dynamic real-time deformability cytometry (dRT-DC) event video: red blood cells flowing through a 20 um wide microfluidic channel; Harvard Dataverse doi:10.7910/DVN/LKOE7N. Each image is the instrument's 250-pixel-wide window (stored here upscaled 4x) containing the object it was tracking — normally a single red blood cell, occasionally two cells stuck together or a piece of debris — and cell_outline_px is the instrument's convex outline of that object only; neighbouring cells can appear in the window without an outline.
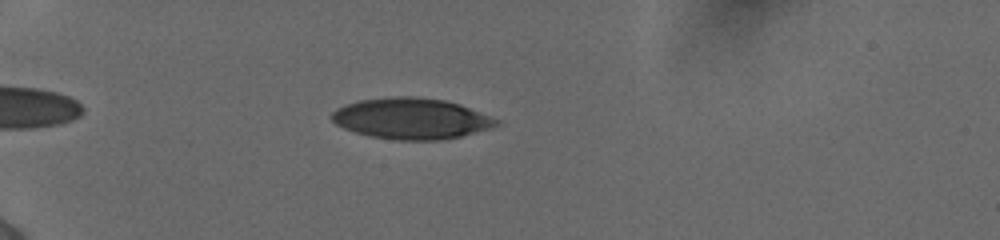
{"species": "human", "species_latin": "Homo sapiens", "temperature_condition": "cold", "stored_images_in_passage": 41, "camera_frame_rate_fps": 3000, "um_per_image_px": 0.085, "donor": {"sex": "female"}, "frame": {"image": 1, "passage_image": 8, "time_ms": 2.333, "image_size_px": [1000, 240], "cell_outline_px": [[500, 124], [488, 128], [460, 136], [440, 140], [396, 140], [368, 136], [344, 128], [336, 124], [328, 116], [336, 108], [360, 100], [396, 96], [412, 96], [444, 100], [460, 104], [500, 120]], "centroid_in_image_um": [34.93, 10.08], "position_along_channel_um": 50.1, "area_um2": 39.19}}
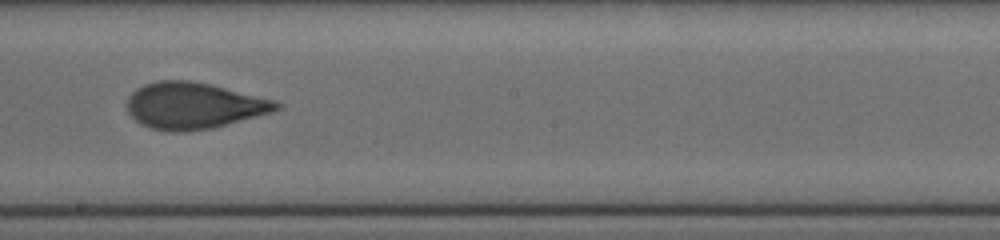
{"frame": {"image": 2, "passage_image": 25, "time_ms": 8.0, "image_size_px": [1000, 240], "cell_outline_px": [[284, 104], [280, 108], [272, 112], [212, 128], [188, 132], [172, 132], [152, 128], [136, 120], [128, 112], [128, 96], [136, 88], [144, 84], [160, 80], [188, 80], [212, 84], [276, 100]], "centroid_in_image_um": [16.5, 8.97], "position_along_channel_um": 231.7, "area_um2": 40.46}}
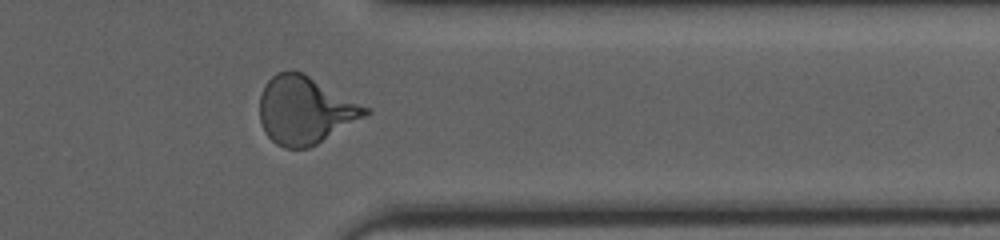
{"frame": {"image": 3, "passage_image": 37, "time_ms": 12.0, "image_size_px": [1000, 240], "cell_outline_px": [[372, 112], [316, 144], [308, 148], [284, 148], [276, 144], [264, 132], [260, 120], [260, 96], [264, 84], [276, 72], [292, 68], [304, 72], [372, 108]], "centroid_in_image_um": [25.94, 9.32], "position_along_channel_um": 385.5, "area_um2": 42.19}, "authors_computed_cell_mechanics": {"area_um2": 39.7086, "velocity_mm_per_s": 3.8971, "shape_relaxation_time_tau1_ms": 5.2228, "shape_relaxation_time_tau2_ms": 1.0353, "deformation_change_tau1": 0.2001, "deformation_change_tau2": 0.0744}}